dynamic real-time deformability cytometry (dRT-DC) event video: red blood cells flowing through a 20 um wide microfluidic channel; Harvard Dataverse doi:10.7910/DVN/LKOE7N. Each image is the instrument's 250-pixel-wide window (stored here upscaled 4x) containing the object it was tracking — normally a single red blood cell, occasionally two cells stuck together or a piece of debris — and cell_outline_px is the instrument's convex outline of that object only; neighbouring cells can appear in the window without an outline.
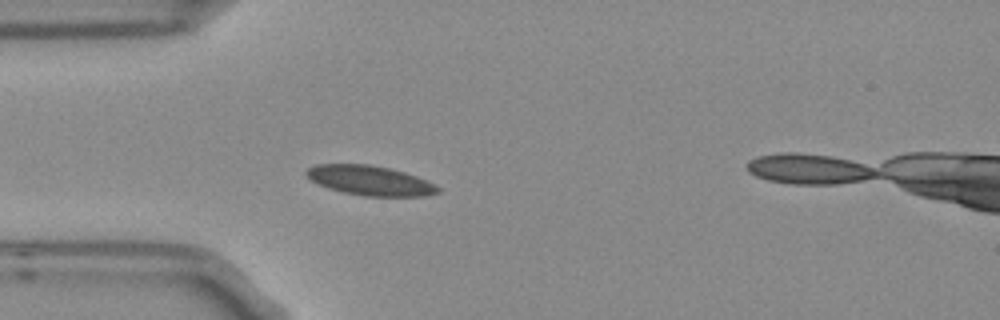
{"species": "Egyptian fruit bat (a non-hibernating species)", "species_latin": "Rousettus aegyptiacus", "temperature_condition": "room temperature", "stored_images_in_passage": 5, "segment_of_instrument_passage": [1, 2], "camera_frame_rate_fps": 3000, "um_per_image_px": 0.085, "frame": {"image": 1, "passage_image": 4, "time_ms": 1.0, "image_size_px": [1000, 320], "cell_outline_px": [[440, 192], [428, 196], [364, 196], [344, 192], [328, 188], [312, 180], [304, 172], [308, 168], [316, 164], [368, 164], [388, 168], [404, 172], [416, 176], [436, 184], [440, 188]], "centroid_in_image_um": [31.49, 15.34], "position_along_channel_um": 53.5, "area_um2": 22.66}}